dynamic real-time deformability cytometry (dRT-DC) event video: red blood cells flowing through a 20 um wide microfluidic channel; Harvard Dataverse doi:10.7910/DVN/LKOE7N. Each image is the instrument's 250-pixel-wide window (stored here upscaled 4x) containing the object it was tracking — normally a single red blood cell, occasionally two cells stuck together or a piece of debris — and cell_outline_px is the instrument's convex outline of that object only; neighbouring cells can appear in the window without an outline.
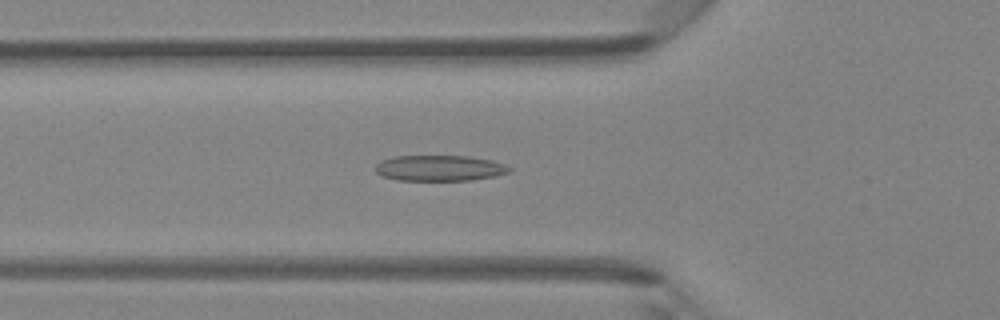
{"species": "Egyptian fruit bat (a non-hibernating species)", "species_latin": "Rousettus aegyptiacus", "temperature_condition": "room temperature", "stored_images_in_passage": 47, "camera_frame_rate_fps": 3000, "um_per_image_px": 0.085, "animal": {"sex": "female"}, "frame": {"image": 1, "passage_image": 17, "time_ms": 5.333, "image_size_px": [1000, 320], "cell_outline_px": [[512, 168], [508, 172], [496, 176], [472, 180], [396, 180], [380, 176], [376, 172], [376, 164], [380, 160], [392, 156], [468, 156], [492, 160], [504, 164]], "centroid_in_image_um": [37.33, 14.29], "position_along_channel_um": 88.5, "area_um2": 20.23}}
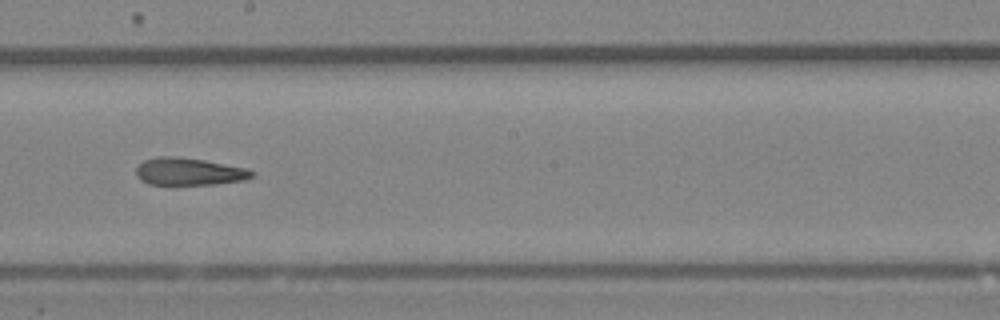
{"frame": {"image": 2, "passage_image": 27, "time_ms": 8.667, "image_size_px": [1000, 320], "cell_outline_px": [[256, 176], [244, 180], [216, 184], [148, 184], [140, 180], [136, 176], [136, 168], [144, 160], [160, 156], [176, 156], [204, 160], [244, 168], [256, 172]], "centroid_in_image_um": [16.07, 14.58], "position_along_channel_um": 232.1, "area_um2": 18.44}}
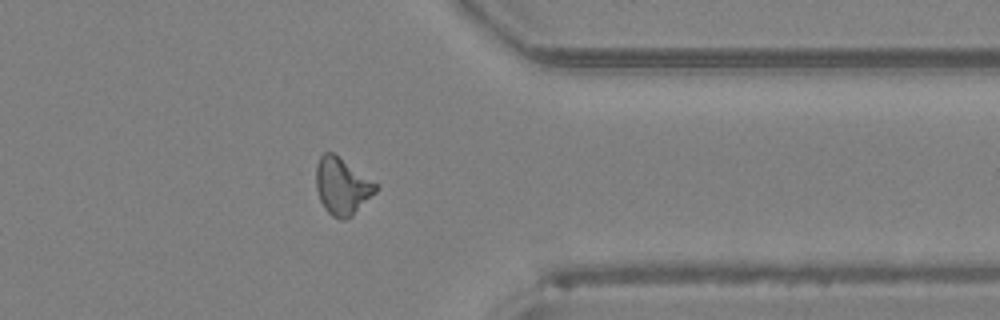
{"frame": {"image": 3, "passage_image": 38, "time_ms": 12.333, "image_size_px": [1000, 320], "cell_outline_px": [[380, 184], [376, 192], [352, 216], [344, 220], [340, 220], [332, 216], [324, 208], [320, 200], [316, 188], [316, 164], [320, 156], [324, 152], [332, 152]], "centroid_in_image_um": [29.09, 15.83], "position_along_channel_um": 382.3, "area_um2": 20.0}, "authors_computed_cell_mechanics": {"area_um2": 19.5364, "velocity_mm_per_s": 4.328, "shape_relaxation_time_tau1_ms": 7.707, "shape_relaxation_time_tau2_ms": 2.8309, "deformation_change_tau1": 0.184, "deformation_change_tau2": 0.1297}}